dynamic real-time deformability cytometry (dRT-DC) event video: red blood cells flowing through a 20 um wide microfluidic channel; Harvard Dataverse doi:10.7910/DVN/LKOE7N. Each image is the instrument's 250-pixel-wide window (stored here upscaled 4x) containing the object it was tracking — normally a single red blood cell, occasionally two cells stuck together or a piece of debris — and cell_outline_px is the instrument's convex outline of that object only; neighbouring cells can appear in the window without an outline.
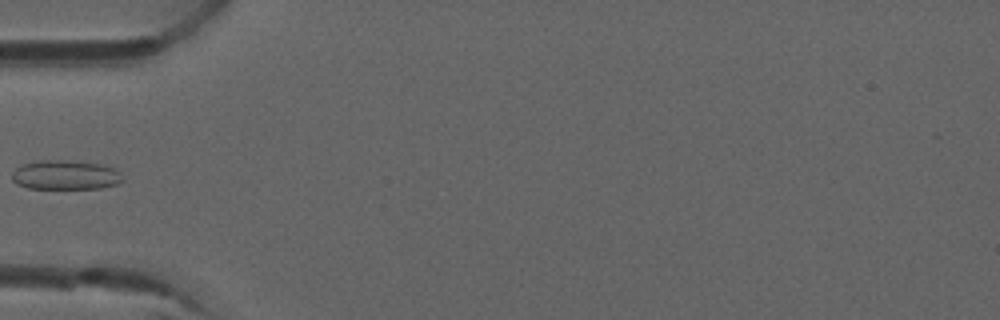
{"species": "common noctule bat (a hibernating species)", "species_latin": "Nyctalus noctula", "temperature_condition": "room temperature", "stored_images_in_passage": 7, "camera_frame_rate_fps": 3000, "um_per_image_px": 0.085, "animal": {"sex": "male", "forearm_length_mm": 52.5}, "frame": {"image": 1, "passage_image": 5, "time_ms": 1.333, "image_size_px": [1000, 320], "cell_outline_px": [[124, 180], [120, 184], [100, 188], [28, 188], [16, 184], [12, 180], [12, 172], [16, 168], [24, 164], [40, 160], [72, 160], [100, 164], [116, 168], [124, 176]], "centroid_in_image_um": [5.61, 14.87], "position_along_channel_um": 79.4, "area_um2": 19.19}}
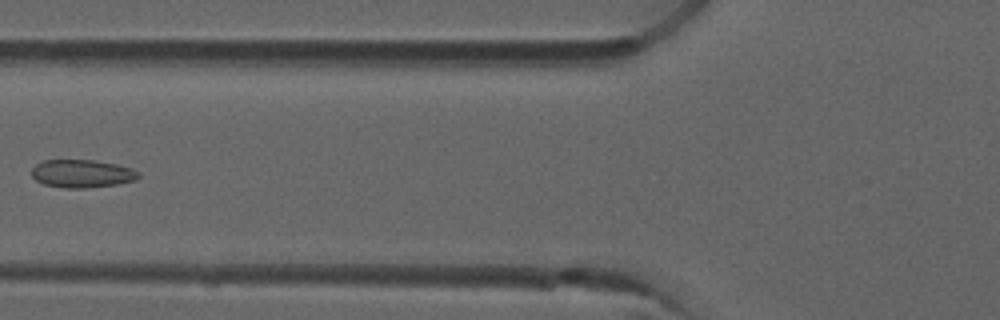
{"frame": {"image": 2, "passage_image": 6, "time_ms": 1.667, "image_size_px": [1000, 320], "cell_outline_px": [[140, 176], [136, 180], [116, 184], [84, 188], [64, 188], [44, 184], [36, 180], [32, 176], [32, 168], [36, 164], [44, 160], [96, 160], [116, 164], [132, 168], [140, 172]], "centroid_in_image_um": [6.99, 14.75], "position_along_channel_um": 118.8, "area_um2": 17.46}}
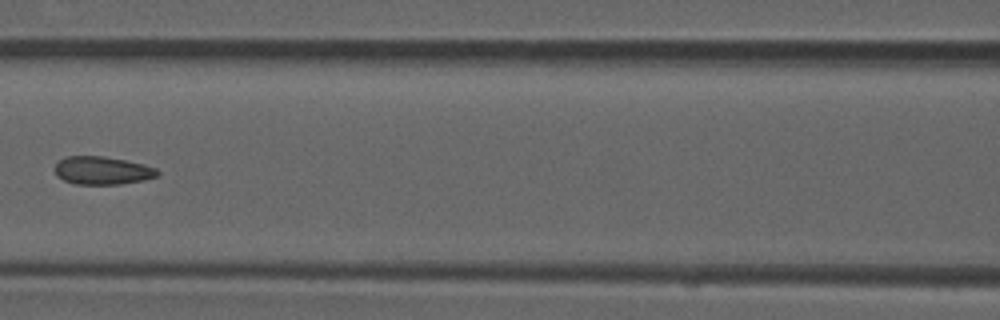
{"frame": {"image": 3, "passage_image": 7, "time_ms": 2.0, "image_size_px": [1000, 320], "cell_outline_px": [[160, 172], [156, 176], [144, 180], [120, 184], [76, 184], [64, 180], [56, 176], [52, 168], [60, 160], [68, 156], [104, 156], [144, 164], [156, 168]], "centroid_in_image_um": [8.67, 14.49], "position_along_channel_um": 157.9, "area_um2": 16.82}}